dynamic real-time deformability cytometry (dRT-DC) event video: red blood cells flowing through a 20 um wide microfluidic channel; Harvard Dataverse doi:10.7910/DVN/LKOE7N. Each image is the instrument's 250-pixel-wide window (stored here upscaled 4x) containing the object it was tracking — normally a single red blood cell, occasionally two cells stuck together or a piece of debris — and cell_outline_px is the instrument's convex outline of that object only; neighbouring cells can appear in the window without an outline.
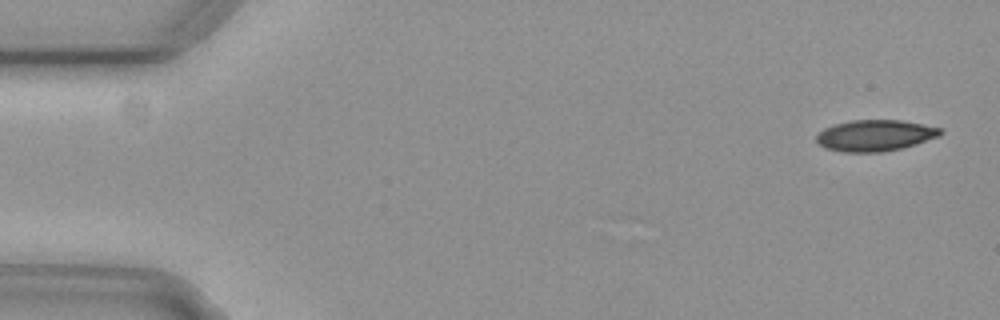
{"species": "common noctule bat (a hibernating species)", "species_latin": "Nyctalus noctula", "temperature_condition": "cold", "stored_images_in_passage": 10, "camera_frame_rate_fps": 3000, "um_per_image_px": 0.085, "animal": {"sex": "female", "body_mass_g": 29.2, "forearm_length_mm": 56.3}, "frame": {"image": 1, "passage_image": 2, "time_ms": 0.333, "image_size_px": [1000, 320], "cell_outline_px": [[944, 132], [940, 136], [916, 144], [884, 152], [844, 152], [824, 148], [816, 140], [816, 136], [824, 128], [836, 124], [852, 120], [900, 120], [940, 128]], "centroid_in_image_um": [74.38, 11.52], "position_along_channel_um": 10.6, "area_um2": 22.43}}